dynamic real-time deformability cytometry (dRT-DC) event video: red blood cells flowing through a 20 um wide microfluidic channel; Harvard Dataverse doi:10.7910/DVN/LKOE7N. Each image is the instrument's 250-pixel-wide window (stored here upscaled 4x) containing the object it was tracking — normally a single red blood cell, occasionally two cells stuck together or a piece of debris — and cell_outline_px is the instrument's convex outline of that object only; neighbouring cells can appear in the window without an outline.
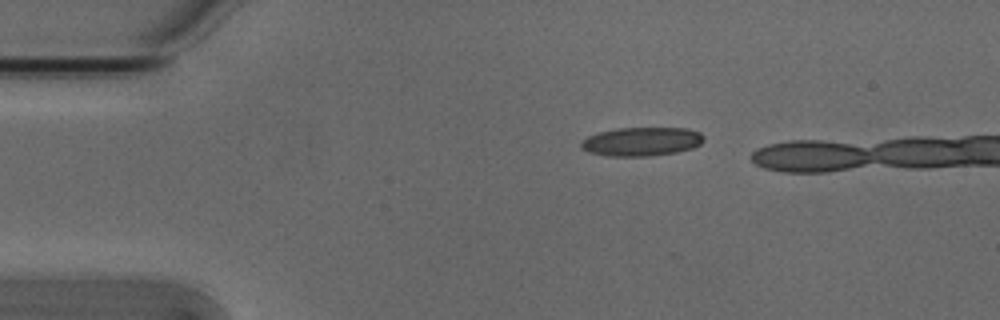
{"species": "Egyptian fruit bat (a non-hibernating species)", "species_latin": "Rousettus aegyptiacus", "temperature_condition": "cold", "stored_images_in_passage": 3, "camera_frame_rate_fps": 3000, "um_per_image_px": 0.085, "animal": {"sex": "male"}, "frame": {"image": 1, "passage_image": 2, "time_ms": 0.333, "image_size_px": [1000, 320], "cell_outline_px": [[704, 140], [700, 144], [692, 148], [676, 152], [652, 156], [604, 156], [588, 152], [580, 148], [580, 140], [588, 136], [600, 132], [616, 128], [688, 128], [700, 132], [704, 136]], "centroid_in_image_um": [54.51, 12.03], "position_along_channel_um": 30.5, "area_um2": 20.81}}